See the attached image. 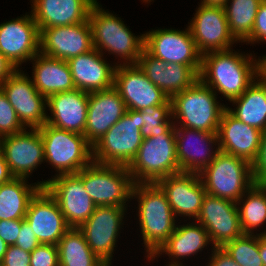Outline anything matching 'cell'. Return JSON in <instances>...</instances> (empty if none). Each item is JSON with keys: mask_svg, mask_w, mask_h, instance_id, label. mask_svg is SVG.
<instances>
[{"mask_svg": "<svg viewBox=\"0 0 266 266\" xmlns=\"http://www.w3.org/2000/svg\"><path fill=\"white\" fill-rule=\"evenodd\" d=\"M233 51L231 48L202 55L199 74L205 85L216 94L221 93L228 101L241 96L258 78L256 56Z\"/></svg>", "mask_w": 266, "mask_h": 266, "instance_id": "1", "label": "cell"}, {"mask_svg": "<svg viewBox=\"0 0 266 266\" xmlns=\"http://www.w3.org/2000/svg\"><path fill=\"white\" fill-rule=\"evenodd\" d=\"M138 201V219L148 259L176 229V217L162 189L155 183H136L132 199Z\"/></svg>", "mask_w": 266, "mask_h": 266, "instance_id": "2", "label": "cell"}, {"mask_svg": "<svg viewBox=\"0 0 266 266\" xmlns=\"http://www.w3.org/2000/svg\"><path fill=\"white\" fill-rule=\"evenodd\" d=\"M95 2L88 21L92 30V44L100 53L107 51L121 58L122 65L136 64L144 49V34L135 36L121 18L106 11Z\"/></svg>", "mask_w": 266, "mask_h": 266, "instance_id": "3", "label": "cell"}, {"mask_svg": "<svg viewBox=\"0 0 266 266\" xmlns=\"http://www.w3.org/2000/svg\"><path fill=\"white\" fill-rule=\"evenodd\" d=\"M216 95L218 94L200 79L191 87L175 94L171 98L175 126L217 133L226 105L219 104Z\"/></svg>", "mask_w": 266, "mask_h": 266, "instance_id": "4", "label": "cell"}, {"mask_svg": "<svg viewBox=\"0 0 266 266\" xmlns=\"http://www.w3.org/2000/svg\"><path fill=\"white\" fill-rule=\"evenodd\" d=\"M127 168L135 184H156L169 175L180 173L175 124L165 134L144 138Z\"/></svg>", "mask_w": 266, "mask_h": 266, "instance_id": "5", "label": "cell"}, {"mask_svg": "<svg viewBox=\"0 0 266 266\" xmlns=\"http://www.w3.org/2000/svg\"><path fill=\"white\" fill-rule=\"evenodd\" d=\"M141 111L126 113L92 145L93 162L128 167L143 141Z\"/></svg>", "mask_w": 266, "mask_h": 266, "instance_id": "6", "label": "cell"}, {"mask_svg": "<svg viewBox=\"0 0 266 266\" xmlns=\"http://www.w3.org/2000/svg\"><path fill=\"white\" fill-rule=\"evenodd\" d=\"M44 144V158L56 175L76 174L93 162L92 145L84 135L49 124L38 128Z\"/></svg>", "mask_w": 266, "mask_h": 266, "instance_id": "7", "label": "cell"}, {"mask_svg": "<svg viewBox=\"0 0 266 266\" xmlns=\"http://www.w3.org/2000/svg\"><path fill=\"white\" fill-rule=\"evenodd\" d=\"M199 176L207 194L235 203L255 184L252 164L221 151Z\"/></svg>", "mask_w": 266, "mask_h": 266, "instance_id": "8", "label": "cell"}, {"mask_svg": "<svg viewBox=\"0 0 266 266\" xmlns=\"http://www.w3.org/2000/svg\"><path fill=\"white\" fill-rule=\"evenodd\" d=\"M76 175L96 206L127 207L126 202L132 199L135 183L125 166L92 162Z\"/></svg>", "mask_w": 266, "mask_h": 266, "instance_id": "9", "label": "cell"}, {"mask_svg": "<svg viewBox=\"0 0 266 266\" xmlns=\"http://www.w3.org/2000/svg\"><path fill=\"white\" fill-rule=\"evenodd\" d=\"M144 49L167 63L191 66L200 74L202 55L196 48L189 27L185 31L164 28L146 32Z\"/></svg>", "mask_w": 266, "mask_h": 266, "instance_id": "10", "label": "cell"}, {"mask_svg": "<svg viewBox=\"0 0 266 266\" xmlns=\"http://www.w3.org/2000/svg\"><path fill=\"white\" fill-rule=\"evenodd\" d=\"M37 183L56 200L67 224L79 228L94 212L96 205L76 174L57 175Z\"/></svg>", "mask_w": 266, "mask_h": 266, "instance_id": "11", "label": "cell"}, {"mask_svg": "<svg viewBox=\"0 0 266 266\" xmlns=\"http://www.w3.org/2000/svg\"><path fill=\"white\" fill-rule=\"evenodd\" d=\"M126 208L128 207L96 206L92 215L79 227L91 251L107 266L112 263Z\"/></svg>", "mask_w": 266, "mask_h": 266, "instance_id": "12", "label": "cell"}, {"mask_svg": "<svg viewBox=\"0 0 266 266\" xmlns=\"http://www.w3.org/2000/svg\"><path fill=\"white\" fill-rule=\"evenodd\" d=\"M16 69L0 88L26 128H39L47 123V98L41 95L31 77Z\"/></svg>", "mask_w": 266, "mask_h": 266, "instance_id": "13", "label": "cell"}, {"mask_svg": "<svg viewBox=\"0 0 266 266\" xmlns=\"http://www.w3.org/2000/svg\"><path fill=\"white\" fill-rule=\"evenodd\" d=\"M188 24L201 55L231 49L237 42L229 31L223 6L199 4Z\"/></svg>", "mask_w": 266, "mask_h": 266, "instance_id": "14", "label": "cell"}, {"mask_svg": "<svg viewBox=\"0 0 266 266\" xmlns=\"http://www.w3.org/2000/svg\"><path fill=\"white\" fill-rule=\"evenodd\" d=\"M28 131L26 128L0 139V152L4 155L12 176L16 178L28 179L34 169L45 161L39 129L30 128Z\"/></svg>", "mask_w": 266, "mask_h": 266, "instance_id": "15", "label": "cell"}, {"mask_svg": "<svg viewBox=\"0 0 266 266\" xmlns=\"http://www.w3.org/2000/svg\"><path fill=\"white\" fill-rule=\"evenodd\" d=\"M40 52V30L32 13L0 24V53L18 69Z\"/></svg>", "mask_w": 266, "mask_h": 266, "instance_id": "16", "label": "cell"}, {"mask_svg": "<svg viewBox=\"0 0 266 266\" xmlns=\"http://www.w3.org/2000/svg\"><path fill=\"white\" fill-rule=\"evenodd\" d=\"M208 232L214 247H222L244 233L239 219L237 204L234 201L205 195L199 216L196 218Z\"/></svg>", "mask_w": 266, "mask_h": 266, "instance_id": "17", "label": "cell"}, {"mask_svg": "<svg viewBox=\"0 0 266 266\" xmlns=\"http://www.w3.org/2000/svg\"><path fill=\"white\" fill-rule=\"evenodd\" d=\"M114 87L118 90L127 109L141 111L149 106L165 104L169 98L154 85L137 64H117Z\"/></svg>", "mask_w": 266, "mask_h": 266, "instance_id": "18", "label": "cell"}, {"mask_svg": "<svg viewBox=\"0 0 266 266\" xmlns=\"http://www.w3.org/2000/svg\"><path fill=\"white\" fill-rule=\"evenodd\" d=\"M93 49L89 21L40 30V53L68 61Z\"/></svg>", "mask_w": 266, "mask_h": 266, "instance_id": "19", "label": "cell"}, {"mask_svg": "<svg viewBox=\"0 0 266 266\" xmlns=\"http://www.w3.org/2000/svg\"><path fill=\"white\" fill-rule=\"evenodd\" d=\"M175 137L181 172L199 174L220 152L217 133L175 126Z\"/></svg>", "mask_w": 266, "mask_h": 266, "instance_id": "20", "label": "cell"}, {"mask_svg": "<svg viewBox=\"0 0 266 266\" xmlns=\"http://www.w3.org/2000/svg\"><path fill=\"white\" fill-rule=\"evenodd\" d=\"M24 219L33 229L40 244L57 245L71 228L56 200L45 188H41L30 200Z\"/></svg>", "mask_w": 266, "mask_h": 266, "instance_id": "21", "label": "cell"}, {"mask_svg": "<svg viewBox=\"0 0 266 266\" xmlns=\"http://www.w3.org/2000/svg\"><path fill=\"white\" fill-rule=\"evenodd\" d=\"M156 184L165 193L176 218L185 216L196 220L207 193L198 173L180 172L169 175Z\"/></svg>", "mask_w": 266, "mask_h": 266, "instance_id": "22", "label": "cell"}, {"mask_svg": "<svg viewBox=\"0 0 266 266\" xmlns=\"http://www.w3.org/2000/svg\"><path fill=\"white\" fill-rule=\"evenodd\" d=\"M127 111L118 90L113 86L89 93L87 121L84 136L93 145Z\"/></svg>", "mask_w": 266, "mask_h": 266, "instance_id": "23", "label": "cell"}, {"mask_svg": "<svg viewBox=\"0 0 266 266\" xmlns=\"http://www.w3.org/2000/svg\"><path fill=\"white\" fill-rule=\"evenodd\" d=\"M136 64L169 99L191 87L199 79V74L191 66L167 63L152 56L145 49Z\"/></svg>", "mask_w": 266, "mask_h": 266, "instance_id": "24", "label": "cell"}, {"mask_svg": "<svg viewBox=\"0 0 266 266\" xmlns=\"http://www.w3.org/2000/svg\"><path fill=\"white\" fill-rule=\"evenodd\" d=\"M218 142L221 152L240 157L252 164L258 155L262 131L236 119L227 110L218 126Z\"/></svg>", "mask_w": 266, "mask_h": 266, "instance_id": "25", "label": "cell"}, {"mask_svg": "<svg viewBox=\"0 0 266 266\" xmlns=\"http://www.w3.org/2000/svg\"><path fill=\"white\" fill-rule=\"evenodd\" d=\"M89 93L75 89L50 95L47 107L51 116L47 115V124L70 132L84 135Z\"/></svg>", "mask_w": 266, "mask_h": 266, "instance_id": "26", "label": "cell"}, {"mask_svg": "<svg viewBox=\"0 0 266 266\" xmlns=\"http://www.w3.org/2000/svg\"><path fill=\"white\" fill-rule=\"evenodd\" d=\"M103 56L96 48H93L67 61L76 89L91 93L114 86L117 63L114 65L107 63Z\"/></svg>", "mask_w": 266, "mask_h": 266, "instance_id": "27", "label": "cell"}, {"mask_svg": "<svg viewBox=\"0 0 266 266\" xmlns=\"http://www.w3.org/2000/svg\"><path fill=\"white\" fill-rule=\"evenodd\" d=\"M31 13L39 28L67 26L87 22L97 0H31Z\"/></svg>", "mask_w": 266, "mask_h": 266, "instance_id": "28", "label": "cell"}, {"mask_svg": "<svg viewBox=\"0 0 266 266\" xmlns=\"http://www.w3.org/2000/svg\"><path fill=\"white\" fill-rule=\"evenodd\" d=\"M211 243L208 232L199 222L177 225L173 234L148 260L153 261L155 257L159 258L165 253L172 260L167 266H184L179 261L180 258L182 260V258L195 255Z\"/></svg>", "mask_w": 266, "mask_h": 266, "instance_id": "29", "label": "cell"}, {"mask_svg": "<svg viewBox=\"0 0 266 266\" xmlns=\"http://www.w3.org/2000/svg\"><path fill=\"white\" fill-rule=\"evenodd\" d=\"M32 61V81L41 95L48 98L55 93L76 89L67 61L52 58L40 52Z\"/></svg>", "mask_w": 266, "mask_h": 266, "instance_id": "30", "label": "cell"}, {"mask_svg": "<svg viewBox=\"0 0 266 266\" xmlns=\"http://www.w3.org/2000/svg\"><path fill=\"white\" fill-rule=\"evenodd\" d=\"M234 109L226 110L239 121L266 130V84L258 77L238 98L230 101Z\"/></svg>", "mask_w": 266, "mask_h": 266, "instance_id": "31", "label": "cell"}, {"mask_svg": "<svg viewBox=\"0 0 266 266\" xmlns=\"http://www.w3.org/2000/svg\"><path fill=\"white\" fill-rule=\"evenodd\" d=\"M27 181L13 177L0 185V220L25 218L30 200L42 188L36 182L28 185Z\"/></svg>", "mask_w": 266, "mask_h": 266, "instance_id": "32", "label": "cell"}, {"mask_svg": "<svg viewBox=\"0 0 266 266\" xmlns=\"http://www.w3.org/2000/svg\"><path fill=\"white\" fill-rule=\"evenodd\" d=\"M59 266H107L90 249L79 228L71 227L57 244Z\"/></svg>", "mask_w": 266, "mask_h": 266, "instance_id": "33", "label": "cell"}, {"mask_svg": "<svg viewBox=\"0 0 266 266\" xmlns=\"http://www.w3.org/2000/svg\"><path fill=\"white\" fill-rule=\"evenodd\" d=\"M236 204L243 233L254 234L266 223V183L254 184Z\"/></svg>", "mask_w": 266, "mask_h": 266, "instance_id": "34", "label": "cell"}, {"mask_svg": "<svg viewBox=\"0 0 266 266\" xmlns=\"http://www.w3.org/2000/svg\"><path fill=\"white\" fill-rule=\"evenodd\" d=\"M263 0H227L223 5L229 31L238 42L250 37L260 3Z\"/></svg>", "mask_w": 266, "mask_h": 266, "instance_id": "35", "label": "cell"}, {"mask_svg": "<svg viewBox=\"0 0 266 266\" xmlns=\"http://www.w3.org/2000/svg\"><path fill=\"white\" fill-rule=\"evenodd\" d=\"M243 234L225 243L222 248L240 266H264L259 253V234Z\"/></svg>", "mask_w": 266, "mask_h": 266, "instance_id": "36", "label": "cell"}, {"mask_svg": "<svg viewBox=\"0 0 266 266\" xmlns=\"http://www.w3.org/2000/svg\"><path fill=\"white\" fill-rule=\"evenodd\" d=\"M172 102L169 99L165 104L149 106L141 110V134L143 138L165 134L173 125Z\"/></svg>", "mask_w": 266, "mask_h": 266, "instance_id": "37", "label": "cell"}, {"mask_svg": "<svg viewBox=\"0 0 266 266\" xmlns=\"http://www.w3.org/2000/svg\"><path fill=\"white\" fill-rule=\"evenodd\" d=\"M24 129L26 127L20 122L15 109L0 88V138L19 133Z\"/></svg>", "mask_w": 266, "mask_h": 266, "instance_id": "38", "label": "cell"}, {"mask_svg": "<svg viewBox=\"0 0 266 266\" xmlns=\"http://www.w3.org/2000/svg\"><path fill=\"white\" fill-rule=\"evenodd\" d=\"M30 266H59L57 245L40 244L30 253Z\"/></svg>", "mask_w": 266, "mask_h": 266, "instance_id": "39", "label": "cell"}, {"mask_svg": "<svg viewBox=\"0 0 266 266\" xmlns=\"http://www.w3.org/2000/svg\"><path fill=\"white\" fill-rule=\"evenodd\" d=\"M266 42V0H263L258 8L250 37L245 41L248 45Z\"/></svg>", "mask_w": 266, "mask_h": 266, "instance_id": "40", "label": "cell"}, {"mask_svg": "<svg viewBox=\"0 0 266 266\" xmlns=\"http://www.w3.org/2000/svg\"><path fill=\"white\" fill-rule=\"evenodd\" d=\"M252 173L255 184L266 183V130L262 132L259 152L252 163Z\"/></svg>", "mask_w": 266, "mask_h": 266, "instance_id": "41", "label": "cell"}, {"mask_svg": "<svg viewBox=\"0 0 266 266\" xmlns=\"http://www.w3.org/2000/svg\"><path fill=\"white\" fill-rule=\"evenodd\" d=\"M2 263L3 266H30V252L16 245L8 246Z\"/></svg>", "mask_w": 266, "mask_h": 266, "instance_id": "42", "label": "cell"}, {"mask_svg": "<svg viewBox=\"0 0 266 266\" xmlns=\"http://www.w3.org/2000/svg\"><path fill=\"white\" fill-rule=\"evenodd\" d=\"M15 245L30 253L40 245V242L36 238L33 229L26 220H24L21 224L20 233Z\"/></svg>", "mask_w": 266, "mask_h": 266, "instance_id": "43", "label": "cell"}, {"mask_svg": "<svg viewBox=\"0 0 266 266\" xmlns=\"http://www.w3.org/2000/svg\"><path fill=\"white\" fill-rule=\"evenodd\" d=\"M25 219L0 220V238L8 246L15 245L20 233L21 224Z\"/></svg>", "mask_w": 266, "mask_h": 266, "instance_id": "44", "label": "cell"}, {"mask_svg": "<svg viewBox=\"0 0 266 266\" xmlns=\"http://www.w3.org/2000/svg\"><path fill=\"white\" fill-rule=\"evenodd\" d=\"M211 253V259L206 266H240L222 247H214Z\"/></svg>", "mask_w": 266, "mask_h": 266, "instance_id": "45", "label": "cell"}, {"mask_svg": "<svg viewBox=\"0 0 266 266\" xmlns=\"http://www.w3.org/2000/svg\"><path fill=\"white\" fill-rule=\"evenodd\" d=\"M16 70L9 60L0 53V85Z\"/></svg>", "mask_w": 266, "mask_h": 266, "instance_id": "46", "label": "cell"}, {"mask_svg": "<svg viewBox=\"0 0 266 266\" xmlns=\"http://www.w3.org/2000/svg\"><path fill=\"white\" fill-rule=\"evenodd\" d=\"M13 178L4 155L0 152V185L9 182Z\"/></svg>", "mask_w": 266, "mask_h": 266, "instance_id": "47", "label": "cell"}, {"mask_svg": "<svg viewBox=\"0 0 266 266\" xmlns=\"http://www.w3.org/2000/svg\"><path fill=\"white\" fill-rule=\"evenodd\" d=\"M259 253L263 261L264 266H266V230L259 233Z\"/></svg>", "mask_w": 266, "mask_h": 266, "instance_id": "48", "label": "cell"}, {"mask_svg": "<svg viewBox=\"0 0 266 266\" xmlns=\"http://www.w3.org/2000/svg\"><path fill=\"white\" fill-rule=\"evenodd\" d=\"M258 77L266 84V56L258 58Z\"/></svg>", "mask_w": 266, "mask_h": 266, "instance_id": "49", "label": "cell"}, {"mask_svg": "<svg viewBox=\"0 0 266 266\" xmlns=\"http://www.w3.org/2000/svg\"><path fill=\"white\" fill-rule=\"evenodd\" d=\"M227 0H201L200 4L223 6Z\"/></svg>", "mask_w": 266, "mask_h": 266, "instance_id": "50", "label": "cell"}, {"mask_svg": "<svg viewBox=\"0 0 266 266\" xmlns=\"http://www.w3.org/2000/svg\"><path fill=\"white\" fill-rule=\"evenodd\" d=\"M8 245L0 238V261L3 260L4 254L7 251Z\"/></svg>", "mask_w": 266, "mask_h": 266, "instance_id": "51", "label": "cell"}, {"mask_svg": "<svg viewBox=\"0 0 266 266\" xmlns=\"http://www.w3.org/2000/svg\"><path fill=\"white\" fill-rule=\"evenodd\" d=\"M143 2L150 3L153 0H142Z\"/></svg>", "mask_w": 266, "mask_h": 266, "instance_id": "52", "label": "cell"}]
</instances>
